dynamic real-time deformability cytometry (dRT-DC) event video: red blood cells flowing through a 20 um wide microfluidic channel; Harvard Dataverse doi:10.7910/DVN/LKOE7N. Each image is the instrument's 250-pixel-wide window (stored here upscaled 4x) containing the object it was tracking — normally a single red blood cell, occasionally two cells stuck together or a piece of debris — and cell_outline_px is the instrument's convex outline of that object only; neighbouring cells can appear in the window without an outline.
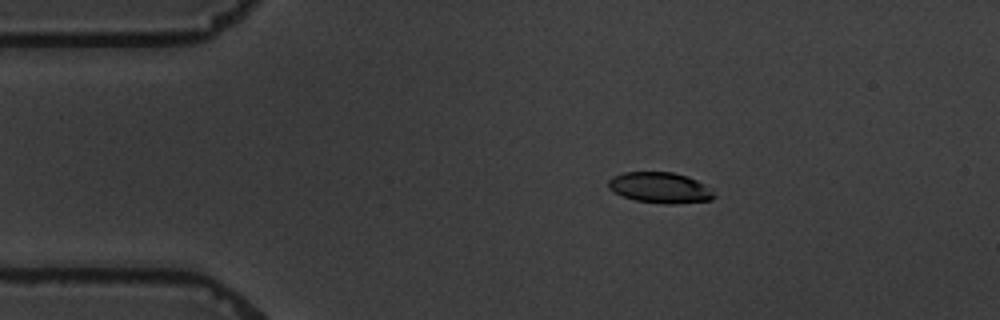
{"species": "common noctule bat (a hibernating species)", "species_latin": "Nyctalus noctula", "temperature_condition": "warm", "stored_images_in_passage": 4, "camera_frame_rate_fps": 3000, "um_per_image_px": 0.085, "animal": {"sex": "male", "body_mass_g": 19.5, "forearm_length_mm": 54.6}, "frame": {"image": 1, "passage_image": 1, "time_ms": 0.0, "image_size_px": [1000, 320], "cell_outline_px": [[716, 196], [712, 200], [668, 204], [664, 204], [636, 200], [624, 196], [608, 188], [608, 180], [612, 176], [624, 172], [672, 172], [688, 176], [704, 184]], "centroid_in_image_um": [56.09, 15.94], "position_along_channel_um": 28.9, "area_um2": 18.79}}
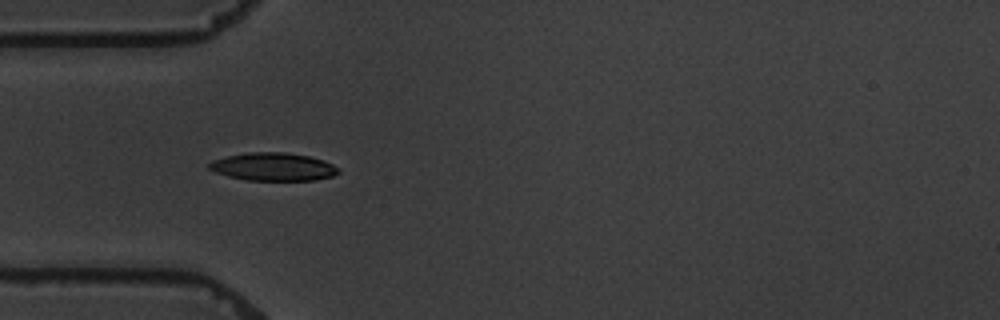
{"frame": {"image": 2, "passage_image": 3, "time_ms": 2.333, "image_size_px": [1000, 320], "cell_outline_px": [[340, 172], [332, 176], [316, 180], [248, 180], [228, 176], [216, 172], [208, 168], [208, 164], [212, 160], [228, 156], [248, 152], [284, 152], [308, 156], [324, 160], [340, 168]], "centroid_in_image_um": [23.24, 14.17], "position_along_channel_um": 61.8, "area_um2": 21.04}}
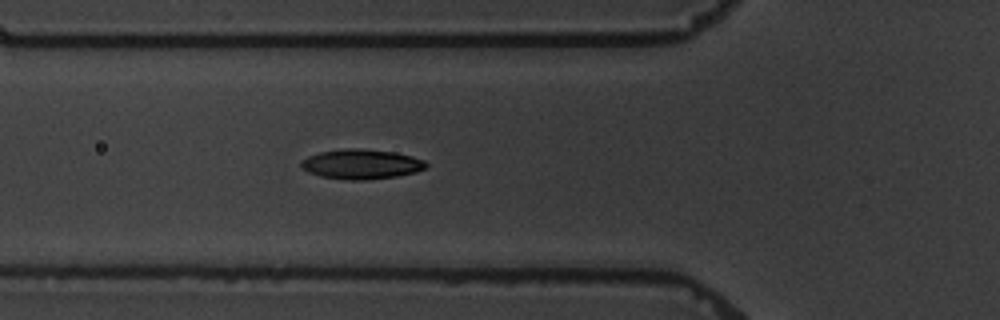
{"frame": {"image": 3, "passage_image": 4, "time_ms": 3.333, "image_size_px": [1000, 320], "cell_outline_px": [[428, 164], [424, 168], [416, 172], [396, 176], [368, 180], [348, 180], [320, 176], [308, 172], [300, 164], [308, 156], [320, 152], [344, 148], [360, 148], [392, 152], [412, 156], [424, 160]], "centroid_in_image_um": [30.72, 13.95], "position_along_channel_um": 95.1, "area_um2": 21.56}}